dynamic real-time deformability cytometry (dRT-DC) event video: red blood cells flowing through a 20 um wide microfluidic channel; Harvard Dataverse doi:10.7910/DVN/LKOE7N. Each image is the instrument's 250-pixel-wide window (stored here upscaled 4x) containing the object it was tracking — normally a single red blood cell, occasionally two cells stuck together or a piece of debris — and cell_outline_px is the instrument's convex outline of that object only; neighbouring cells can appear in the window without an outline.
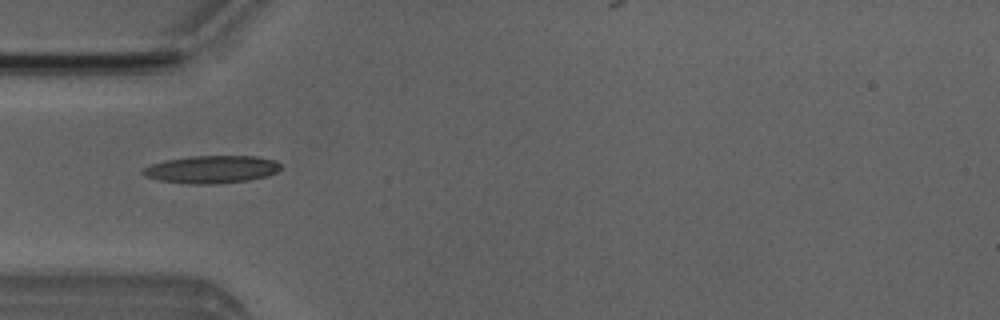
{"species": "Egyptian fruit bat (a non-hibernating species)", "species_latin": "Rousettus aegyptiacus", "temperature_condition": "room temperature", "stored_images_in_passage": 4, "camera_frame_rate_fps": 3000, "um_per_image_px": 0.085, "animal": {"sex": "male"}, "frame": {"image": 1, "passage_image": 3, "time_ms": 2.333, "image_size_px": [1000, 320], "cell_outline_px": [[280, 168], [276, 172], [264, 176], [248, 180], [216, 184], [188, 184], [156, 180], [144, 176], [140, 172], [140, 168], [164, 160], [192, 156], [256, 156], [272, 160], [280, 164]], "centroid_in_image_um": [17.88, 14.4], "position_along_channel_um": 67.1, "area_um2": 22.25}}